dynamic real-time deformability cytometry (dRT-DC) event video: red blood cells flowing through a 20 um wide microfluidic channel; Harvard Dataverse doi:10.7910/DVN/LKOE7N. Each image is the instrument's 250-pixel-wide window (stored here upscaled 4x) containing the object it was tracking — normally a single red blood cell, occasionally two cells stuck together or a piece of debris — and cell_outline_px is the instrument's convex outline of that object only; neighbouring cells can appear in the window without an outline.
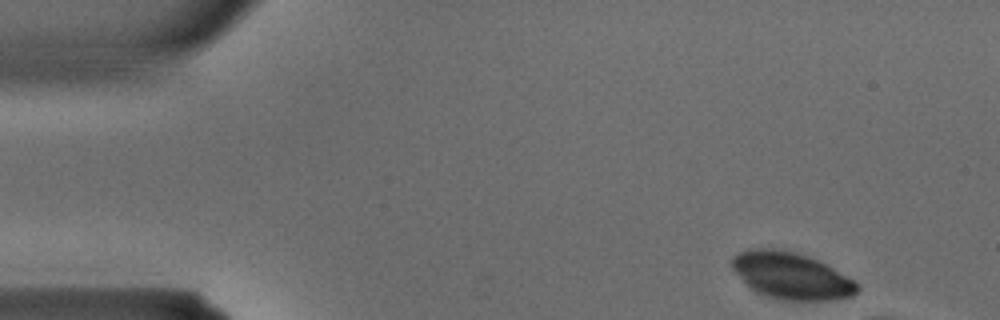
{"species": "common noctule bat (a hibernating species)", "species_latin": "Nyctalus noctula", "temperature_condition": "warm", "stored_images_in_passage": 7, "camera_frame_rate_fps": 3000, "um_per_image_px": 0.085, "animal": {"sex": "male", "body_mass_g": 15.6}, "frame": {"image": 1, "passage_image": 1, "time_ms": 0.0, "image_size_px": [1000, 320], "cell_outline_px": [[860, 288], [852, 296], [828, 300], [780, 300], [756, 292], [732, 268], [732, 256], [740, 252], [756, 248], [772, 248], [792, 252], [808, 256], [828, 264], [852, 280]], "centroid_in_image_um": [67.27, 23.44], "position_along_channel_um": 17.7, "area_um2": 33.58}}